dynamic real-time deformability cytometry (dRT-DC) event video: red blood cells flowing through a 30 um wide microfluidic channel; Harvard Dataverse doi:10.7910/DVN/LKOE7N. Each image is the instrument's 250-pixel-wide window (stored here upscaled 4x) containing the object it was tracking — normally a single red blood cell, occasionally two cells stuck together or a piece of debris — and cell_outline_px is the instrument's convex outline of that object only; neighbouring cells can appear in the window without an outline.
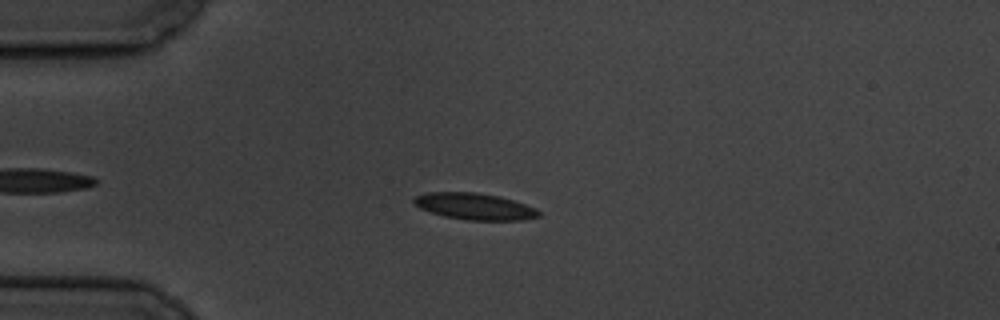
{"species": "common noctule bat (a hibernating species)", "species_latin": "Nyctalus noctula", "temperature_condition": "cold", "stored_images_in_passage": 8, "camera_frame_rate_fps": 3000, "um_per_image_px": 0.085, "animal": {"sex": "male", "body_mass_g": 19.5, "forearm_length_mm": 54.6}, "frame": {"image": 1, "passage_image": 4, "time_ms": 3.333, "image_size_px": [1000, 320], "cell_outline_px": [[540, 216], [524, 220], [468, 220], [444, 216], [420, 208], [412, 204], [412, 200], [416, 196], [428, 192], [476, 192], [500, 196], [536, 208], [540, 212]], "centroid_in_image_um": [40.33, 17.54], "position_along_channel_um": 44.7, "area_um2": 19.31}}
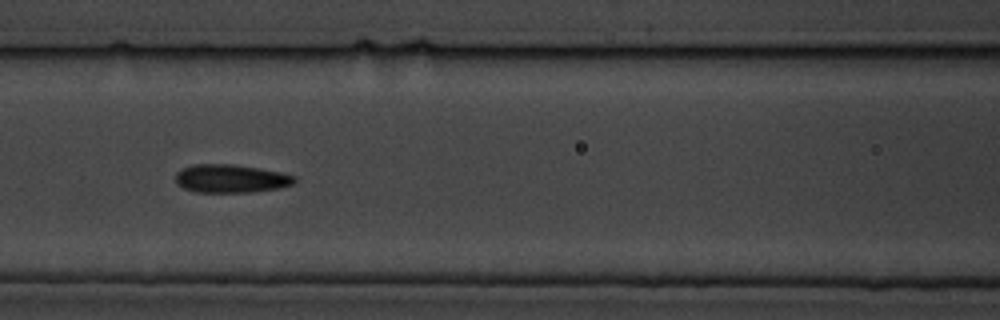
{"frame": {"image": 2, "passage_image": 7, "time_ms": 7.0, "image_size_px": [1000, 320], "cell_outline_px": [[296, 180], [292, 184], [280, 188], [252, 192], [196, 192], [184, 188], [176, 184], [176, 172], [192, 164], [232, 164], [260, 168], [280, 172], [296, 176]], "centroid_in_image_um": [19.62, 15.18], "position_along_channel_um": 147.0, "area_um2": 19.65}}
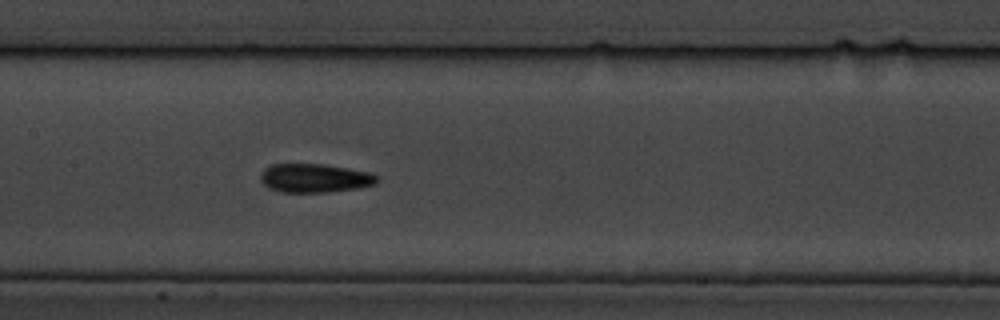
{"frame": {"image": 3, "passage_image": 8, "time_ms": 8.0, "image_size_px": [1000, 320], "cell_outline_px": [[380, 180], [376, 184], [356, 188], [328, 192], [280, 192], [268, 188], [260, 180], [260, 176], [264, 168], [272, 164], [324, 164], [372, 172], [380, 176]], "centroid_in_image_um": [26.78, 15.13], "position_along_channel_um": 180.6, "area_um2": 19.77}}